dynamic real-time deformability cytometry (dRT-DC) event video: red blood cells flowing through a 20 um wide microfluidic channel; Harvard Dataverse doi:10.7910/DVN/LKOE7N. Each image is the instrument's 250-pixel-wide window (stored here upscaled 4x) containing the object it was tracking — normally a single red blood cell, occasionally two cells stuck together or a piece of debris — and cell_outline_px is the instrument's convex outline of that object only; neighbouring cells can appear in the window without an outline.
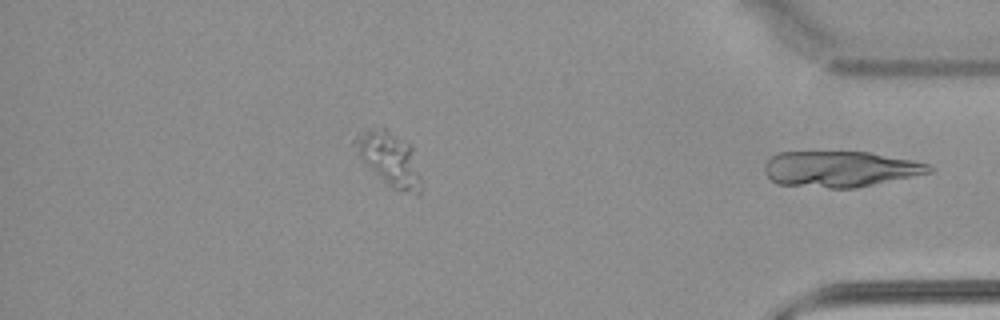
{"species": "common noctule bat (a hibernating species)", "species_latin": "Nyctalus noctula", "temperature_condition": "warm", "stored_images_in_passage": 44, "segment_of_instrument_passage": [2, 2], "camera_frame_rate_fps": 3000, "um_per_image_px": 0.085, "animal": {"sex": "male", "body_mass_g": 21.5, "forearm_length_mm": 52.0}, "frame": {"image": 1, "passage_image": 44, "time_ms": 14.333, "image_size_px": [1000, 320], "cell_outline_px": [[936, 168], [932, 172], [856, 188], [828, 188], [776, 184], [764, 172], [764, 164], [772, 156], [780, 152], [868, 152], [912, 160], [928, 164]], "centroid_in_image_um": [71.41, 14.37], "position_along_channel_um": 363.8, "area_um2": 34.39}}